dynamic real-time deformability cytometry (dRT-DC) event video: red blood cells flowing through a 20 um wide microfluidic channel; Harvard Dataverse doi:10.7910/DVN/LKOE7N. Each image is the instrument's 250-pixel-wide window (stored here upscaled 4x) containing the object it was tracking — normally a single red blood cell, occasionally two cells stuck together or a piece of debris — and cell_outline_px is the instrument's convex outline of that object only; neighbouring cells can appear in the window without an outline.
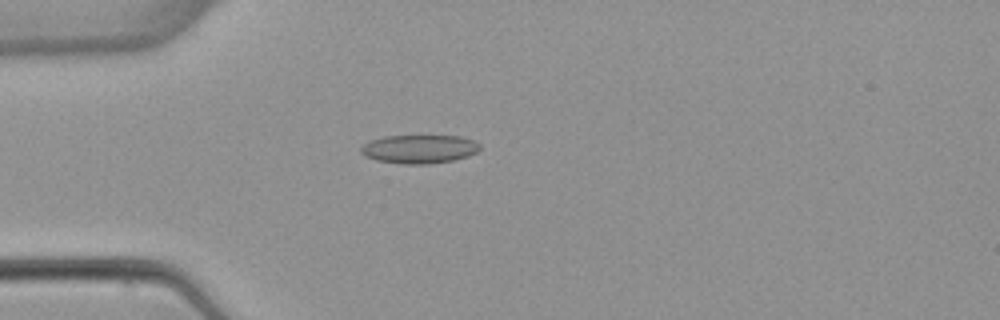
{"species": "common noctule bat (a hibernating species)", "species_latin": "Nyctalus noctula", "temperature_condition": "warm", "stored_images_in_passage": 1, "camera_frame_rate_fps": 3000, "um_per_image_px": 0.085, "animal": {"sex": "female", "body_mass_g": 22.7, "forearm_length_mm": 54.2}, "frame": {"image": 1, "passage_image": 1, "time_ms": 0.0, "image_size_px": [1000, 320], "cell_outline_px": [[480, 148], [476, 152], [468, 156], [452, 160], [428, 164], [404, 164], [376, 160], [364, 156], [360, 152], [360, 148], [368, 140], [384, 136], [460, 136], [472, 140], [480, 144]], "centroid_in_image_um": [35.6, 12.66], "position_along_channel_um": 49.4, "area_um2": 19.83}}